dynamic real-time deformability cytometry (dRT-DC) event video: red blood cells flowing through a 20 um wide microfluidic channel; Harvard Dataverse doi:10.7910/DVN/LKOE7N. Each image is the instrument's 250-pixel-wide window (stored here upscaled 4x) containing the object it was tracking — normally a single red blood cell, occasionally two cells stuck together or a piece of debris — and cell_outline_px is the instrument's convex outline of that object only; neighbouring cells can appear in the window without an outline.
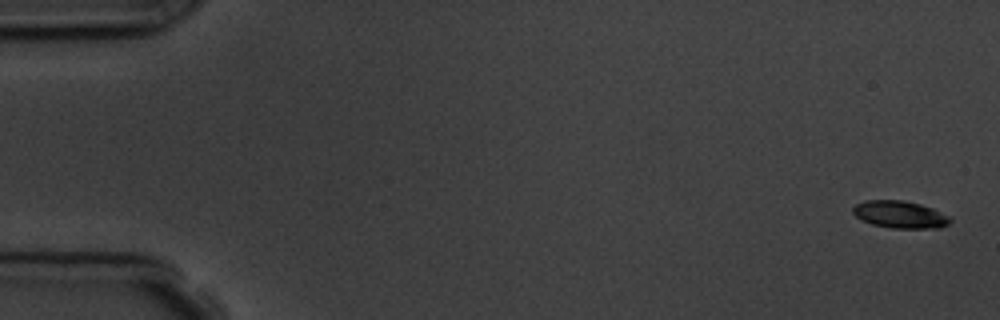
{"species": "common noctule bat (a hibernating species)", "species_latin": "Nyctalus noctula", "temperature_condition": "room temperature", "stored_images_in_passage": 7, "camera_frame_rate_fps": 3000, "um_per_image_px": 0.085, "animal": {"sex": "male", "body_mass_g": 19.5, "forearm_length_mm": 54.6}, "frame": {"image": 1, "passage_image": 1, "time_ms": 0.0, "image_size_px": [1000, 320], "cell_outline_px": [[952, 220], [948, 224], [940, 228], [892, 228], [872, 224], [856, 216], [852, 212], [852, 208], [856, 204], [864, 200], [900, 200], [920, 204], [932, 208], [948, 216]], "centroid_in_image_um": [76.49, 18.23], "position_along_channel_um": 8.5, "area_um2": 15.32}}
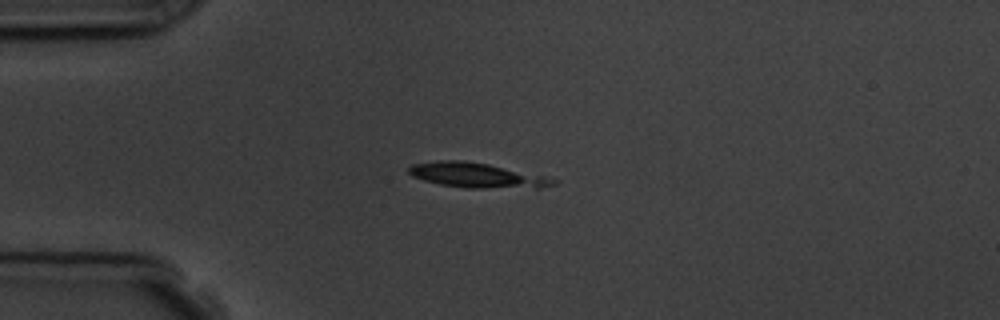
{"frame": {"image": 2, "passage_image": 5, "time_ms": 4.333, "image_size_px": [1000, 320], "cell_outline_px": [[560, 180], [556, 184], [536, 188], [468, 188], [440, 184], [424, 180], [412, 176], [408, 172], [408, 168], [412, 164], [440, 160], [464, 160], [488, 164], [552, 176]], "centroid_in_image_um": [40.64, 14.9], "position_along_channel_um": 44.4, "area_um2": 21.33}}